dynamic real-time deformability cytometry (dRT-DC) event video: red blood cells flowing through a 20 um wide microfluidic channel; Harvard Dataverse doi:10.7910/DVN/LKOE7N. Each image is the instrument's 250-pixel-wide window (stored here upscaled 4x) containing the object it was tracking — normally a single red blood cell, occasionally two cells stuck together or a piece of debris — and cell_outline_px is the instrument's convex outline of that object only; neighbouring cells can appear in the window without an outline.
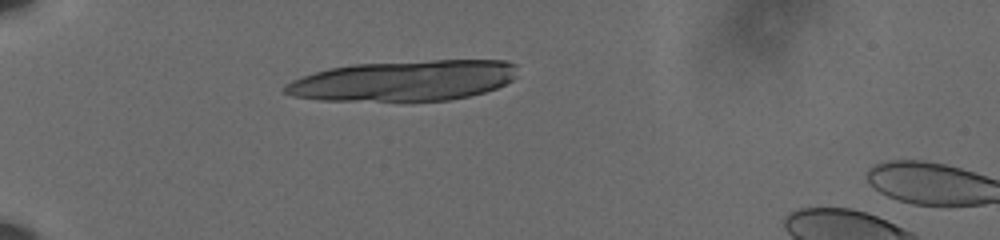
{"species": "human", "species_latin": "Homo sapiens", "temperature_condition": "cold", "stored_images_in_passage": 10, "camera_frame_rate_fps": 3000, "um_per_image_px": 0.085, "donor": {"sex": "male"}, "frame": {"image": 1, "passage_image": 1, "time_ms": 0.0, "image_size_px": [1000, 240], "cell_outline_px": [[516, 76], [512, 80], [496, 88], [484, 92], [468, 96], [448, 100], [320, 100], [292, 96], [280, 92], [292, 80], [316, 72], [332, 68], [352, 64], [432, 60], [504, 60], [516, 64]], "centroid_in_image_um": [34.34, 6.85], "position_along_channel_um": 50.7, "area_um2": 54.56}}